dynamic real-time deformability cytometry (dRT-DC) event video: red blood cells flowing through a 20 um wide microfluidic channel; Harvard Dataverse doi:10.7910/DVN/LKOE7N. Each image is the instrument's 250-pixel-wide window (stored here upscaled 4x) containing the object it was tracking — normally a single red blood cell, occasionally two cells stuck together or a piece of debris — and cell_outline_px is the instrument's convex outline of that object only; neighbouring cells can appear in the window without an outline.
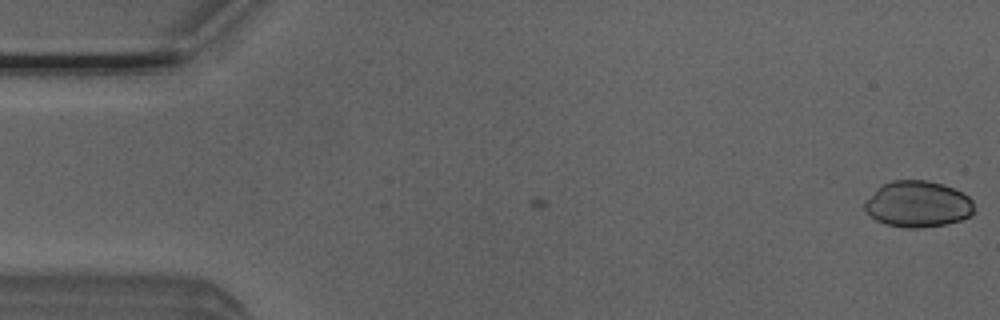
{"species": "Egyptian fruit bat (a non-hibernating species)", "species_latin": "Rousettus aegyptiacus", "temperature_condition": "room temperature", "stored_images_in_passage": 5, "camera_frame_rate_fps": 3000, "um_per_image_px": 0.085, "animal": {"sex": "male"}, "frame": {"image": 1, "passage_image": 5, "time_ms": 1.333, "image_size_px": [1000, 320], "cell_outline_px": [[972, 216], [948, 224], [920, 228], [904, 228], [888, 224], [876, 220], [864, 208], [864, 200], [876, 188], [892, 180], [928, 180], [944, 184], [968, 196], [972, 200]], "centroid_in_image_um": [78.0, 17.35], "position_along_channel_um": 7.0, "area_um2": 29.54}}